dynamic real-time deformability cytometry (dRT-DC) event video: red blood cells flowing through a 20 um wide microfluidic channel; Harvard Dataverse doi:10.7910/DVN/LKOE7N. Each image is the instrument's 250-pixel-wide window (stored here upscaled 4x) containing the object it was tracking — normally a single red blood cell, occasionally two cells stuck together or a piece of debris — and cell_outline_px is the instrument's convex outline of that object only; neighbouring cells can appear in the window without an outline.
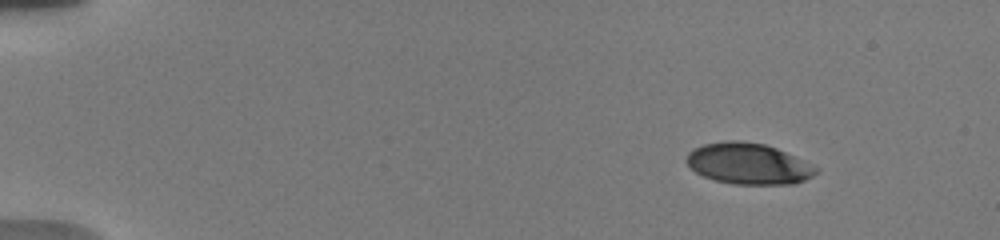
{"species": "human", "species_latin": "Homo sapiens", "temperature_condition": "warm", "stored_images_in_passage": 41, "camera_frame_rate_fps": 3000, "um_per_image_px": 0.085, "donor": {"sex": "male"}, "frame": {"image": 1, "passage_image": 1, "time_ms": 0.0, "image_size_px": [1000, 240], "cell_outline_px": [[820, 172], [796, 184], [732, 184], [716, 180], [704, 176], [696, 172], [684, 160], [688, 152], [692, 148], [704, 144], [724, 140], [740, 140], [764, 144], [776, 148], [820, 168]], "centroid_in_image_um": [63.61, 13.91], "position_along_channel_um": 21.4, "area_um2": 31.15}}
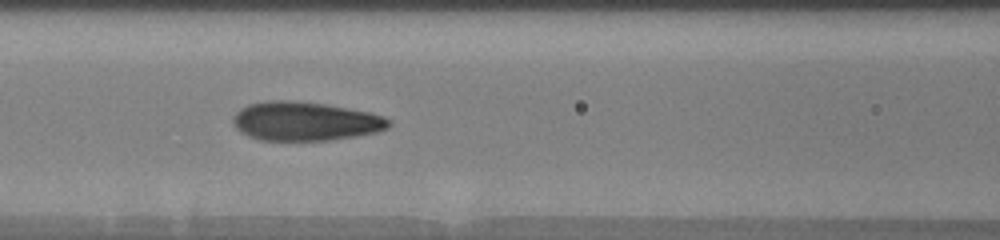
{"frame": {"image": 2, "passage_image": 17, "time_ms": 6.333, "image_size_px": [1000, 240], "cell_outline_px": [[392, 124], [388, 128], [376, 132], [356, 136], [328, 140], [260, 140], [248, 136], [240, 132], [232, 124], [232, 120], [236, 112], [240, 108], [248, 104], [268, 100], [296, 100], [324, 104], [348, 108], [368, 112], [384, 116], [392, 120]], "centroid_in_image_um": [25.93, 10.3], "position_along_channel_um": 140.7, "area_um2": 35.55}}
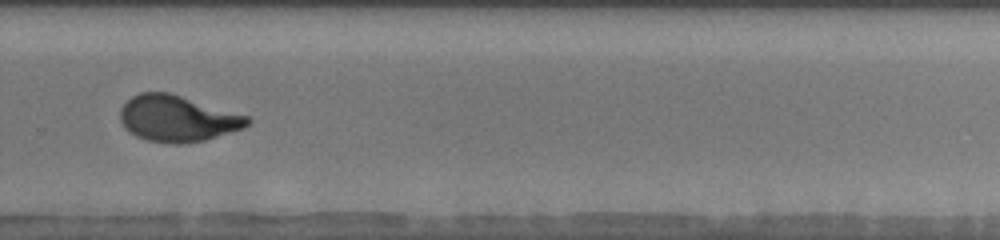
{"frame": {"image": 3, "passage_image": 28, "time_ms": 11.0, "image_size_px": [1000, 240], "cell_outline_px": [[252, 120], [244, 128], [204, 140], [180, 144], [172, 144], [144, 140], [136, 136], [120, 120], [120, 108], [132, 96], [140, 92], [168, 92], [248, 116]], "centroid_in_image_um": [15.08, 10.08], "position_along_channel_um": 314.7, "area_um2": 33.93}, "authors_computed_cell_mechanics": {"area_um2": 33.8708, "velocity_mm_per_s": 3.7418, "shape_relaxation_time_tau1_ms": 4.7519, "shape_relaxation_time_tau2_ms": 0.7171, "deformation_change_tau1": 0.2033, "deformation_change_tau2": 0.062}}